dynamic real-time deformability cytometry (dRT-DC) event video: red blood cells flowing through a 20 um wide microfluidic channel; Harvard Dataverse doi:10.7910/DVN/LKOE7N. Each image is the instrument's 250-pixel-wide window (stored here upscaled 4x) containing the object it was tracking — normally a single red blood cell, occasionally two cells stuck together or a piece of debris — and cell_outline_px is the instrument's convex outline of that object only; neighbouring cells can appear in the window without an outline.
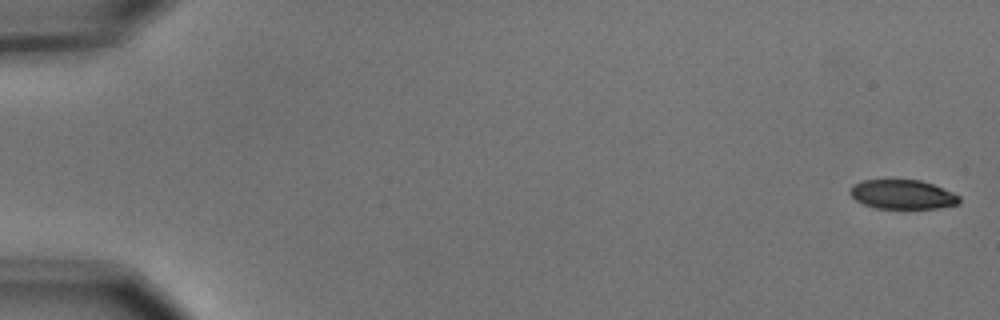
{"species": "common noctule bat (a hibernating species)", "species_latin": "Nyctalus noctula", "temperature_condition": "cold", "stored_images_in_passage": 8, "camera_frame_rate_fps": 3000, "um_per_image_px": 0.085, "animal": {"sex": "male", "body_mass_g": 15.6}, "frame": {"image": 1, "passage_image": 1, "time_ms": 0.0, "image_size_px": [1000, 320], "cell_outline_px": [[960, 200], [956, 204], [936, 208], [876, 208], [864, 204], [856, 200], [848, 192], [856, 184], [864, 180], [920, 180], [932, 184], [952, 192], [960, 196]], "centroid_in_image_um": [76.71, 16.53], "position_along_channel_um": 8.3, "area_um2": 18.26}}
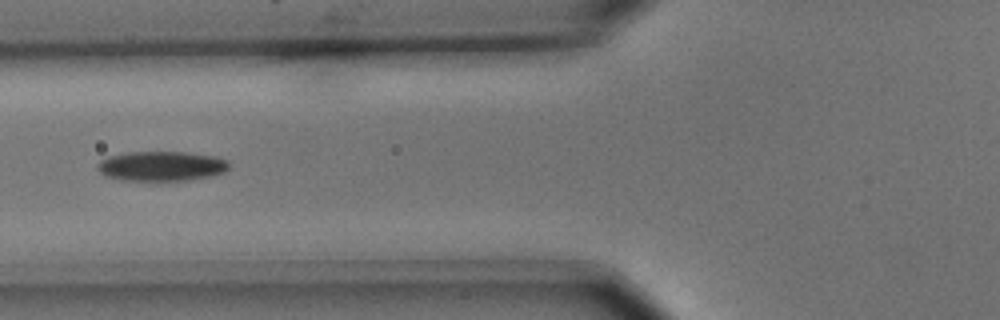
{"frame": {"image": 2, "passage_image": 7, "time_ms": 2.0, "image_size_px": [1000, 320], "cell_outline_px": [[228, 168], [224, 172], [208, 176], [188, 180], [120, 180], [108, 176], [100, 172], [96, 168], [96, 164], [100, 160], [108, 156], [128, 152], [184, 152], [216, 156], [228, 160]], "centroid_in_image_um": [13.7, 14.11], "position_along_channel_um": 112.1, "area_um2": 22.72}}
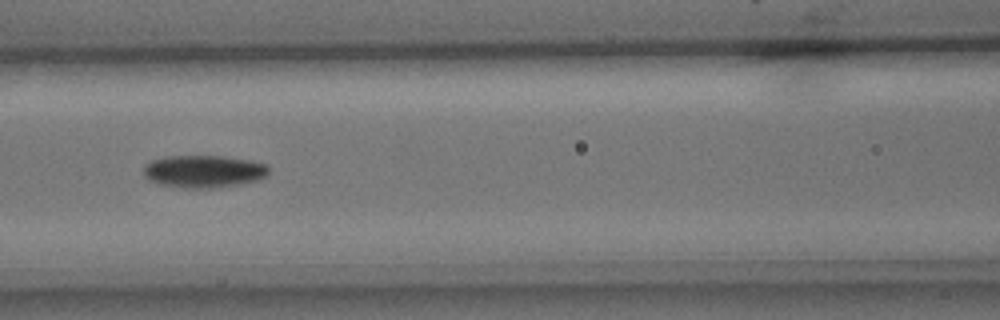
{"frame": {"image": 3, "passage_image": 8, "time_ms": 2.333, "image_size_px": [1000, 320], "cell_outline_px": [[268, 176], [260, 180], [244, 184], [220, 188], [184, 188], [156, 184], [148, 180], [144, 176], [144, 164], [152, 160], [164, 156], [224, 156], [248, 160], [268, 164]], "centroid_in_image_um": [17.33, 14.58], "position_along_channel_um": 149.3, "area_um2": 24.28}}